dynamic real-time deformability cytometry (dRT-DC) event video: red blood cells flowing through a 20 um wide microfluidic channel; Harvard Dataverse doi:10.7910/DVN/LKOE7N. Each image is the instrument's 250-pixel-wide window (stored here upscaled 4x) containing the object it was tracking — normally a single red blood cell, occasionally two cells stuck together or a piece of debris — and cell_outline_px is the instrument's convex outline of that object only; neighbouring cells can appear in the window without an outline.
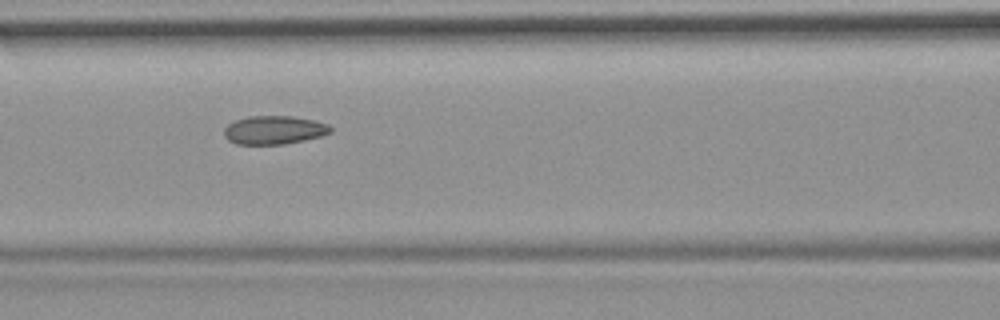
{"species": "common noctule bat (a hibernating species)", "species_latin": "Nyctalus noctula", "temperature_condition": "room temperature", "stored_images_in_passage": 15, "camera_frame_rate_fps": 3000, "um_per_image_px": 0.085, "animal": {"sex": "female", "body_mass_g": 19.9}, "frame": {"image": 1, "passage_image": 7, "time_ms": 2.0, "image_size_px": [1000, 320], "cell_outline_px": [[332, 132], [320, 136], [304, 140], [284, 144], [236, 144], [228, 140], [224, 136], [224, 128], [228, 124], [236, 120], [248, 116], [292, 116], [312, 120], [328, 124], [332, 128]], "centroid_in_image_um": [23.28, 11.05], "position_along_channel_um": 143.3, "area_um2": 17.63}}
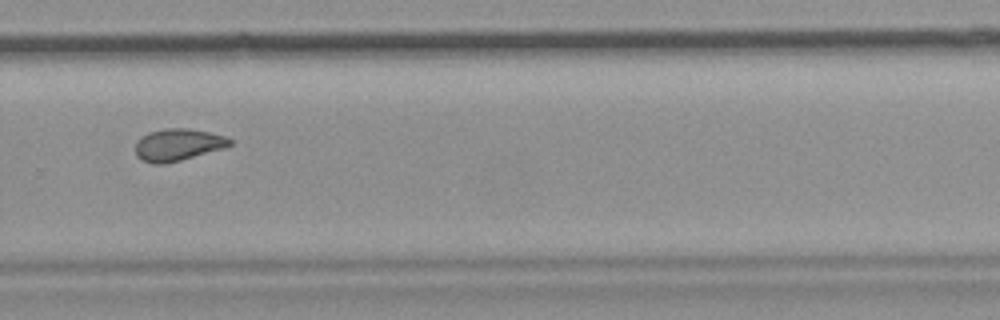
{"frame": {"image": 2, "passage_image": 11, "time_ms": 3.333, "image_size_px": [1000, 320], "cell_outline_px": [[232, 144], [224, 148], [180, 160], [164, 164], [152, 164], [140, 160], [136, 156], [136, 144], [140, 136], [148, 132], [164, 128], [188, 128], [208, 132], [224, 136], [232, 140]], "centroid_in_image_um": [15.08, 12.3], "position_along_channel_um": 314.7, "area_um2": 17.69}}